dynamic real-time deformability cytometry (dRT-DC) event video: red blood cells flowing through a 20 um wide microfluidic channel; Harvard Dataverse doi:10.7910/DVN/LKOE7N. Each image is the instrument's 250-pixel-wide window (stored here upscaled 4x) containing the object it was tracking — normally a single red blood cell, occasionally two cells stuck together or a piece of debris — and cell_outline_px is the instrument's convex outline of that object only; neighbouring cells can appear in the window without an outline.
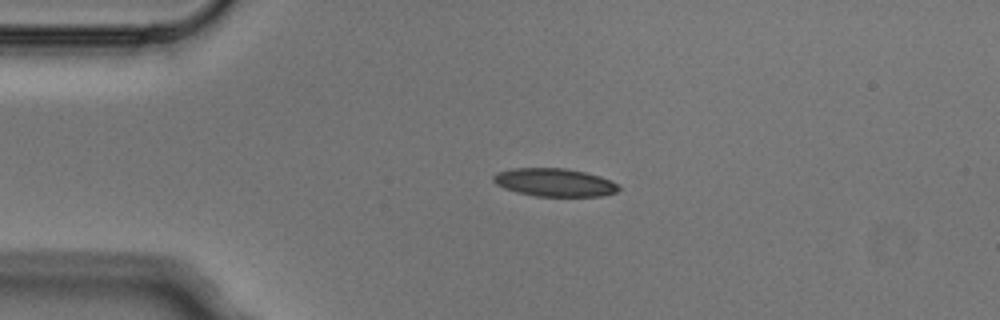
{"species": "Egyptian fruit bat (a non-hibernating species)", "species_latin": "Rousettus aegyptiacus", "temperature_condition": "cold", "stored_images_in_passage": 2, "camera_frame_rate_fps": 3000, "um_per_image_px": 0.085, "animal": {"sex": "male"}, "frame": {"image": 1, "passage_image": 2, "time_ms": 0.333, "image_size_px": [1000, 320], "cell_outline_px": [[620, 188], [616, 192], [604, 196], [536, 196], [516, 192], [504, 188], [496, 184], [492, 180], [492, 176], [496, 172], [512, 168], [564, 168], [584, 172], [600, 176], [612, 180]], "centroid_in_image_um": [47.11, 15.5], "position_along_channel_um": 37.9, "area_um2": 20.58}}